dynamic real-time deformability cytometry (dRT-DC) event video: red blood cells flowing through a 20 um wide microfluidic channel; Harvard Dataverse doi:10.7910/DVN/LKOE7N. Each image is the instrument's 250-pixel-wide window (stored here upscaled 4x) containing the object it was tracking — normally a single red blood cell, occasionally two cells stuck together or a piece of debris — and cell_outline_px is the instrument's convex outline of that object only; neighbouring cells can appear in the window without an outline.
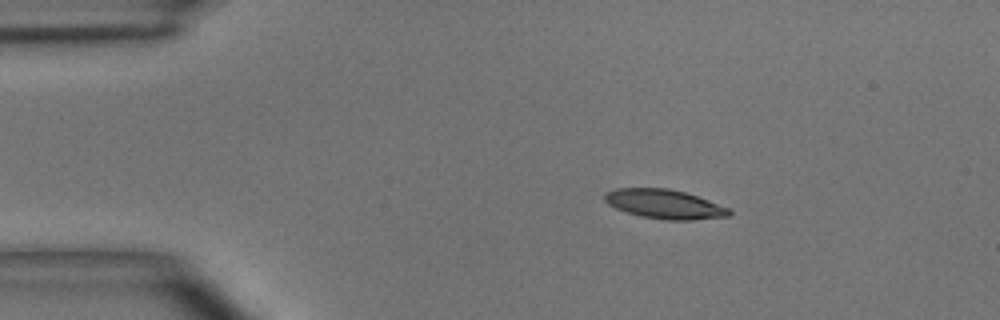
{"species": "common noctule bat (a hibernating species)", "species_latin": "Nyctalus noctula", "temperature_condition": "room temperature", "stored_images_in_passage": 2, "camera_frame_rate_fps": 3000, "um_per_image_px": 0.085, "animal": {"sex": "male", "body_mass_g": 15.6}, "frame": {"image": 1, "passage_image": 1, "time_ms": 0.0, "image_size_px": [1000, 320], "cell_outline_px": [[732, 212], [728, 216], [692, 220], [664, 220], [644, 216], [628, 212], [616, 208], [608, 204], [604, 200], [604, 192], [616, 188], [668, 188], [684, 192], [708, 200], [728, 208]], "centroid_in_image_um": [56.45, 17.34], "position_along_channel_um": 28.5, "area_um2": 20.98}}